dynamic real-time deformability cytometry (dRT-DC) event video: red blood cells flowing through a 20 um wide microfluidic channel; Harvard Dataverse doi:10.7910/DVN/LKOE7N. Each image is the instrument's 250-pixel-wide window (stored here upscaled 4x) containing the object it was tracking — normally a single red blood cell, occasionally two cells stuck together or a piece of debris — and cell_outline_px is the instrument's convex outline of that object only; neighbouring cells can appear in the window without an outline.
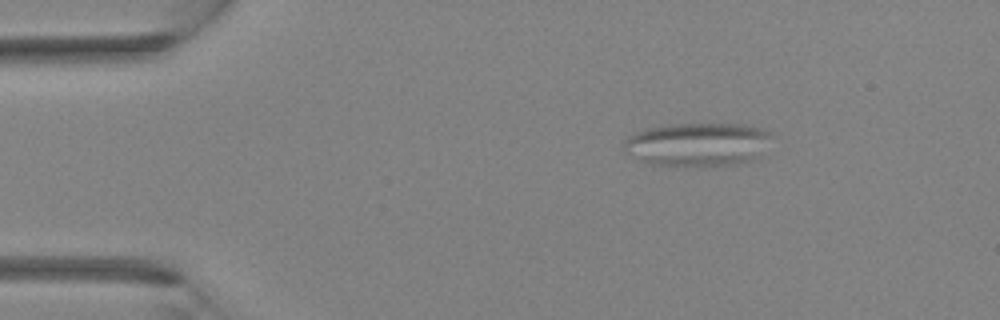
{"species": "Egyptian fruit bat (a non-hibernating species)", "species_latin": "Rousettus aegyptiacus", "temperature_condition": "room temperature", "stored_images_in_passage": 2, "camera_frame_rate_fps": 3000, "um_per_image_px": 0.085, "animal": {"sex": "female"}, "frame": {"image": 1, "passage_image": 1, "time_ms": 0.0, "image_size_px": [1000, 320], "cell_outline_px": [[772, 136], [764, 156], [756, 160], [736, 164], [700, 168], [648, 164], [624, 152], [624, 140], [628, 136], [644, 128], [672, 124], [744, 124], [764, 128], [772, 132]], "centroid_in_image_um": [59.37, 12.3], "position_along_channel_um": 25.6, "area_um2": 38.96}}